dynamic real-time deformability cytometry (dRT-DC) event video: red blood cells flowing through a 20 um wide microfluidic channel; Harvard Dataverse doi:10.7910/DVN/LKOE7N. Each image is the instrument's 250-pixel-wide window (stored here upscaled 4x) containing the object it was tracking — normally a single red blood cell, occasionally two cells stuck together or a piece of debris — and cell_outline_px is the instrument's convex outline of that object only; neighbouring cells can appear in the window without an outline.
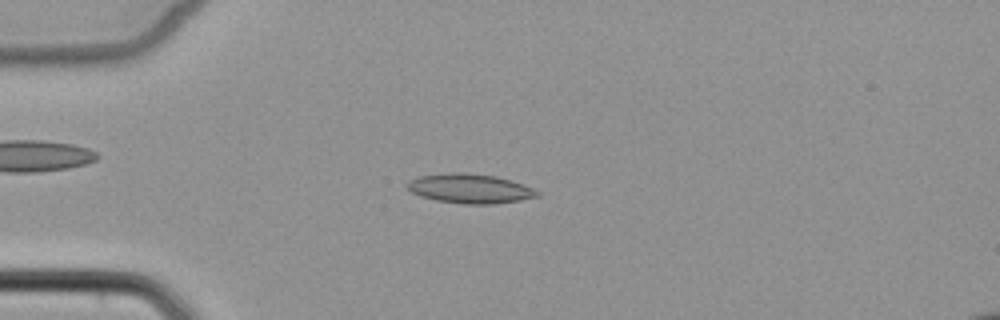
{"species": "common noctule bat (a hibernating species)", "species_latin": "Nyctalus noctula", "temperature_condition": "cold", "stored_images_in_passage": 6, "camera_frame_rate_fps": 3000, "um_per_image_px": 0.085, "animal": {"sex": "female", "body_mass_g": 22.7, "forearm_length_mm": 54.2}, "frame": {"image": 1, "passage_image": 3, "time_ms": 3.333, "image_size_px": [1000, 320], "cell_outline_px": [[540, 196], [520, 200], [492, 204], [464, 204], [436, 200], [420, 196], [412, 192], [404, 184], [408, 180], [416, 176], [448, 172], [468, 172], [496, 176], [512, 180], [524, 184], [540, 192]], "centroid_in_image_um": [39.92, 16.01], "position_along_channel_um": 45.1, "area_um2": 22.66}}
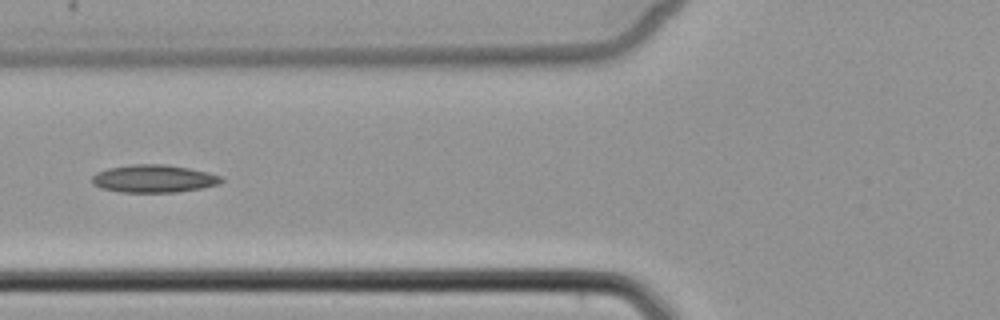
{"frame": {"image": 2, "passage_image": 5, "time_ms": 5.667, "image_size_px": [1000, 320], "cell_outline_px": [[224, 180], [220, 184], [200, 188], [176, 192], [120, 192], [100, 188], [92, 184], [92, 176], [96, 172], [108, 168], [132, 164], [164, 164], [188, 168], [208, 172], [220, 176]], "centroid_in_image_um": [13.04, 15.18], "position_along_channel_um": 112.8, "area_um2": 20.92}}
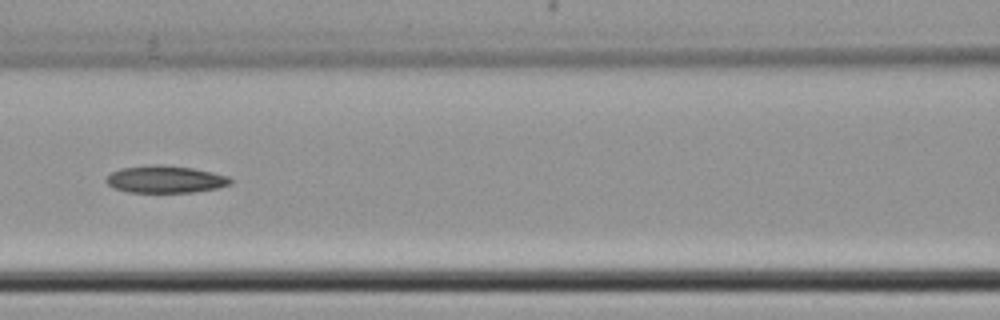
{"frame": {"image": 3, "passage_image": 6, "time_ms": 6.667, "image_size_px": [1000, 320], "cell_outline_px": [[232, 184], [216, 188], [192, 192], [128, 192], [112, 188], [104, 180], [112, 172], [120, 168], [152, 164], [160, 164], [192, 168], [212, 172], [228, 176], [232, 180]], "centroid_in_image_um": [14.03, 15.23], "position_along_channel_um": 152.6, "area_um2": 19.77}}